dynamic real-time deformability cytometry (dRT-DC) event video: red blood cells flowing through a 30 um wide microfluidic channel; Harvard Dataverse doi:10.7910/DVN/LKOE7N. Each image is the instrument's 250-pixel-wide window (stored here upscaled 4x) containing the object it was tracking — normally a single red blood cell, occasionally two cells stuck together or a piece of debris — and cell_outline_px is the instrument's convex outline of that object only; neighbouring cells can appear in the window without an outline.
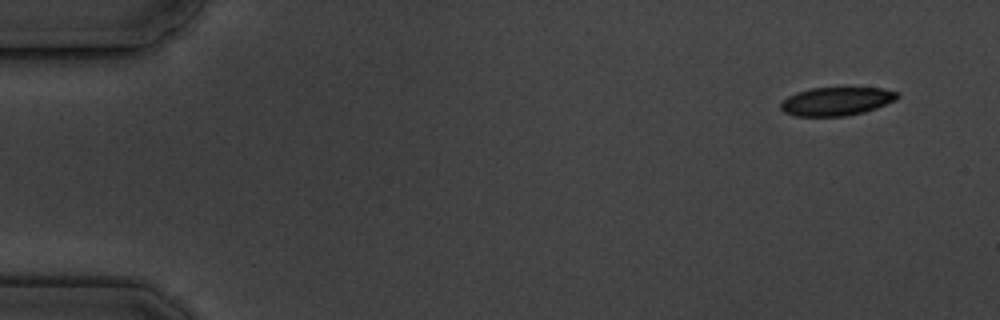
{"species": "common noctule bat (a hibernating species)", "species_latin": "Nyctalus noctula", "temperature_condition": "cold", "stored_images_in_passage": 4, "camera_frame_rate_fps": 3000, "um_per_image_px": 0.085, "animal": {"sex": "male", "body_mass_g": 19.5, "forearm_length_mm": 54.6}, "frame": {"image": 1, "passage_image": 1, "time_ms": 0.0, "image_size_px": [1000, 320], "cell_outline_px": [[900, 96], [896, 100], [876, 108], [864, 112], [844, 116], [796, 116], [784, 112], [780, 108], [780, 104], [788, 96], [796, 92], [812, 88], [884, 88], [900, 92]], "centroid_in_image_um": [71.13, 8.61], "position_along_channel_um": 13.9, "area_um2": 19.36}}
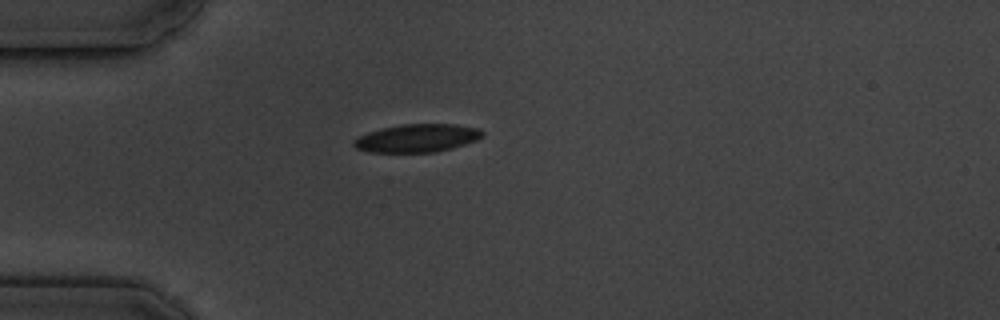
{"frame": {"image": 2, "passage_image": 4, "time_ms": 4.0, "image_size_px": [1000, 320], "cell_outline_px": [[484, 136], [476, 140], [452, 148], [436, 152], [368, 152], [356, 148], [352, 144], [352, 140], [368, 132], [384, 128], [404, 124], [456, 124], [480, 128], [484, 132]], "centroid_in_image_um": [35.48, 11.74], "position_along_channel_um": 49.5, "area_um2": 21.04}}